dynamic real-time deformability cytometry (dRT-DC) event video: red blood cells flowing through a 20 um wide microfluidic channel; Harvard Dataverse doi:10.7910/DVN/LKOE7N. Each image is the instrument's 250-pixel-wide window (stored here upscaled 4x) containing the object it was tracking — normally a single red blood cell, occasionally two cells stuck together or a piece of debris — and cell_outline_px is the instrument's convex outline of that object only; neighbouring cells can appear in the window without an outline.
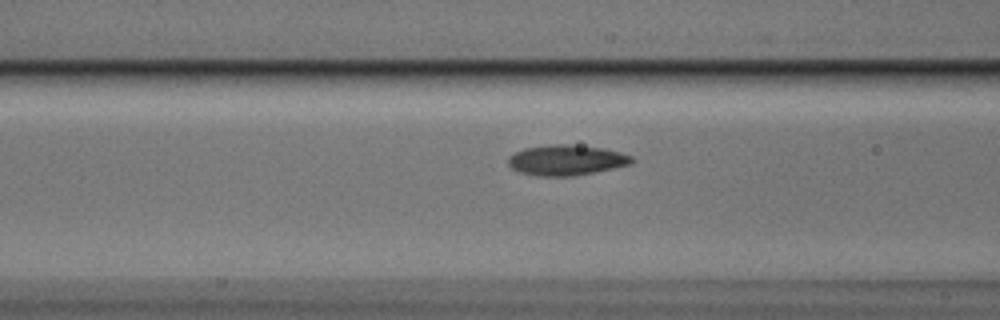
{"species": "Egyptian fruit bat (a non-hibernating species)", "species_latin": "Rousettus aegyptiacus", "temperature_condition": "cold", "stored_images_in_passage": 41, "camera_frame_rate_fps": 3000, "um_per_image_px": 0.085, "animal": {"sex": "male"}, "frame": {"image": 1, "passage_image": 10, "time_ms": 3.0, "image_size_px": [1000, 320], "cell_outline_px": [[636, 160], [632, 164], [572, 176], [536, 176], [520, 172], [512, 168], [508, 164], [508, 156], [524, 148], [552, 144], [572, 144], [604, 148], [620, 152], [632, 156]], "centroid_in_image_um": [48.15, 13.6], "position_along_channel_um": 118.5, "area_um2": 21.96}}
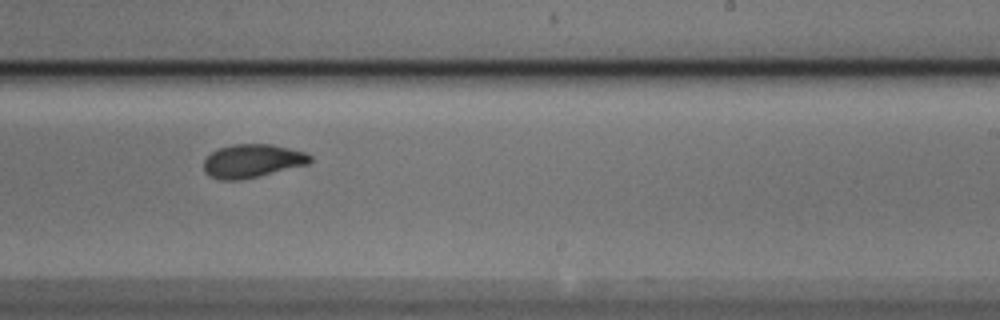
{"frame": {"image": 2, "passage_image": 22, "time_ms": 7.0, "image_size_px": [1000, 320], "cell_outline_px": [[312, 160], [308, 164], [260, 176], [240, 180], [220, 180], [208, 176], [204, 172], [204, 160], [212, 152], [220, 148], [232, 144], [272, 144], [304, 152], [312, 156]], "centroid_in_image_um": [21.43, 13.69], "position_along_channel_um": 267.6, "area_um2": 20.75}}
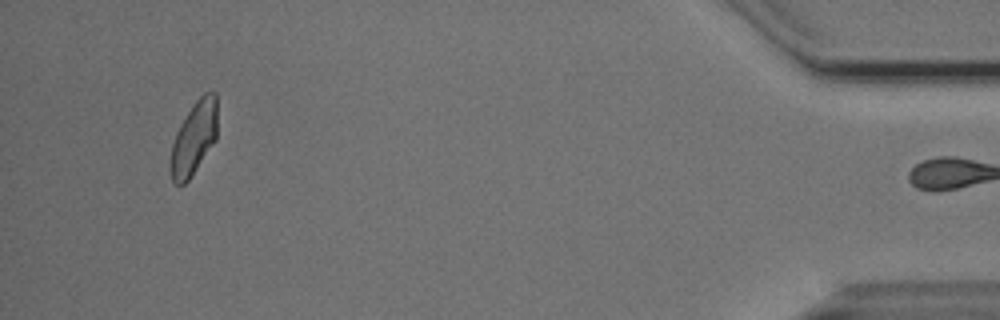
{"frame": {"image": 3, "passage_image": 40, "time_ms": 13.0, "image_size_px": [1000, 320], "cell_outline_px": [[216, 140], [188, 180], [184, 184], [176, 184], [172, 180], [168, 168], [168, 160], [172, 144], [176, 132], [180, 124], [192, 104], [204, 92], [216, 92]], "centroid_in_image_um": [16.44, 11.75], "position_along_channel_um": 418.8, "area_um2": 20.11}, "authors_computed_cell_mechanics": {"area_um2": 20.808, "velocity_mm_per_s": 3.7277, "shape_relaxation_time_tau1_ms": 4.0352, "shape_relaxation_time_tau2_ms": 1.3262, "deformation_change_tau1": 0.1302, "deformation_change_tau2": 0.0623}}